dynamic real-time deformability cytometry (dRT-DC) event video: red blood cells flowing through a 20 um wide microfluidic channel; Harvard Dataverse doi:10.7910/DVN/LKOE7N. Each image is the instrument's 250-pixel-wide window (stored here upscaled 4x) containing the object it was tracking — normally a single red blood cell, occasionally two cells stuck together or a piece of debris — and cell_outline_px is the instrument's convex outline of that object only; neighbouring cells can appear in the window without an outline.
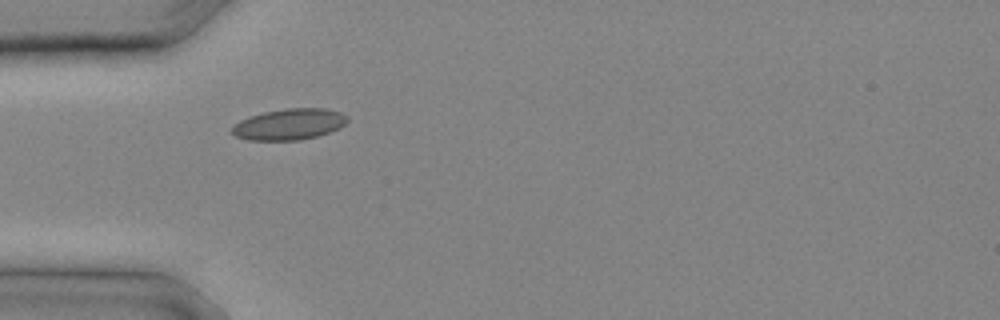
{"species": "common noctule bat (a hibernating species)", "species_latin": "Nyctalus noctula", "temperature_condition": "cold", "stored_images_in_passage": 16, "camera_frame_rate_fps": 3000, "um_per_image_px": 0.085, "animal": {"sex": "male", "body_mass_g": 20.4}, "frame": {"image": 1, "passage_image": 1, "time_ms": 0.0, "image_size_px": [1000, 320], "cell_outline_px": [[348, 120], [340, 128], [320, 136], [300, 140], [248, 140], [236, 136], [232, 132], [232, 128], [240, 120], [248, 116], [264, 112], [288, 108], [324, 108], [340, 112], [348, 116]], "centroid_in_image_um": [24.62, 10.56], "position_along_channel_um": 60.4, "area_um2": 20.98}}
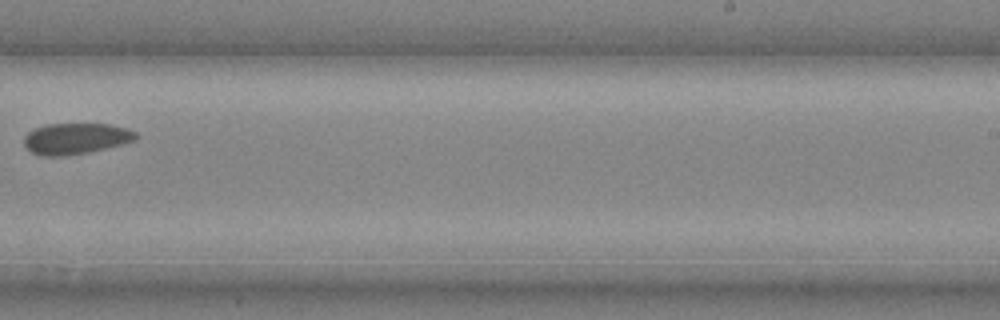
{"frame": {"image": 2, "passage_image": 10, "time_ms": 3.0, "image_size_px": [1000, 320], "cell_outline_px": [[136, 140], [124, 144], [88, 152], [64, 156], [40, 156], [24, 148], [24, 136], [28, 132], [36, 128], [48, 124], [112, 124], [128, 128], [136, 132]], "centroid_in_image_um": [6.44, 11.78], "position_along_channel_um": 282.6, "area_um2": 20.4}}
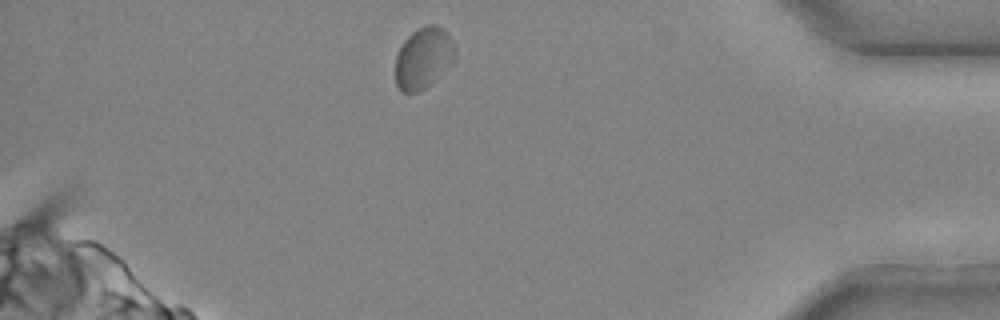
{"frame": {"image": 3, "passage_image": 16, "time_ms": 5.0, "image_size_px": [1000, 320], "cell_outline_px": [[456, 60], [448, 68], [424, 88], [416, 92], [400, 92], [396, 84], [396, 56], [404, 40], [416, 28], [428, 24], [436, 24], [444, 28], [448, 32], [452, 40], [456, 52]], "centroid_in_image_um": [36.02, 4.89], "position_along_channel_um": 399.2, "area_um2": 21.5}}